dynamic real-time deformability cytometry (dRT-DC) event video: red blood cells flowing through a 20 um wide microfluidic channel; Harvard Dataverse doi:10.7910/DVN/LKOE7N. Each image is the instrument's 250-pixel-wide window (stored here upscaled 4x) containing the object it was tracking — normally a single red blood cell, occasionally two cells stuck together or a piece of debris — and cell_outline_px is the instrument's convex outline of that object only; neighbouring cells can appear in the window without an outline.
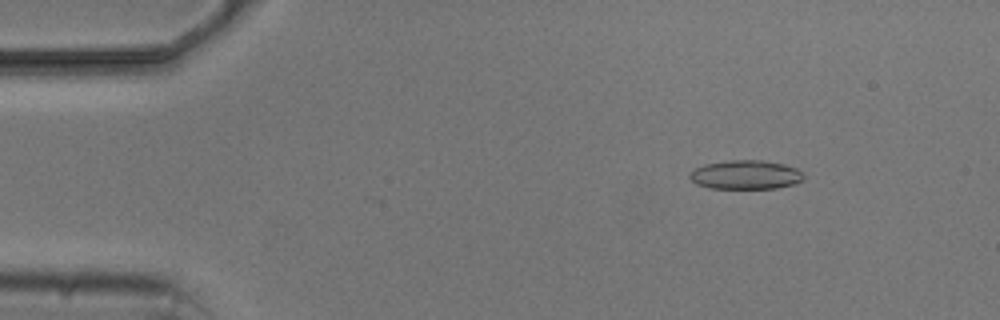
{"species": "common noctule bat (a hibernating species)", "species_latin": "Nyctalus noctula", "temperature_condition": "cold", "stored_images_in_passage": 4, "camera_frame_rate_fps": 3000, "um_per_image_px": 0.085, "animal": {"sex": "male", "body_mass_g": 20.5, "forearm_length_mm": 52.5}, "frame": {"image": 1, "passage_image": 2, "time_ms": 2.0, "image_size_px": [1000, 320], "cell_outline_px": [[804, 180], [792, 184], [776, 188], [708, 188], [696, 184], [688, 176], [696, 168], [704, 164], [728, 160], [764, 160], [784, 164], [796, 168], [804, 172]], "centroid_in_image_um": [63.4, 14.85], "position_along_channel_um": 21.6, "area_um2": 19.31}}
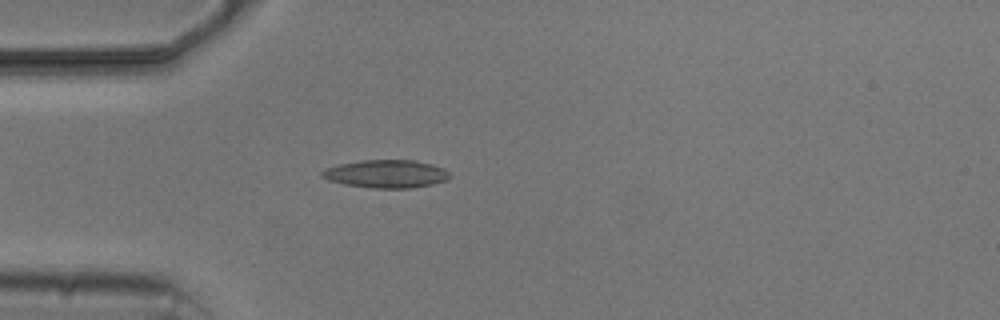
{"frame": {"image": 2, "passage_image": 4, "time_ms": 4.667, "image_size_px": [1000, 320], "cell_outline_px": [[452, 176], [448, 180], [432, 184], [412, 188], [372, 188], [344, 184], [328, 180], [320, 176], [320, 172], [328, 168], [340, 164], [360, 160], [412, 160], [432, 164], [444, 168]], "centroid_in_image_um": [32.85, 14.78], "position_along_channel_um": 52.2, "area_um2": 20.87}}